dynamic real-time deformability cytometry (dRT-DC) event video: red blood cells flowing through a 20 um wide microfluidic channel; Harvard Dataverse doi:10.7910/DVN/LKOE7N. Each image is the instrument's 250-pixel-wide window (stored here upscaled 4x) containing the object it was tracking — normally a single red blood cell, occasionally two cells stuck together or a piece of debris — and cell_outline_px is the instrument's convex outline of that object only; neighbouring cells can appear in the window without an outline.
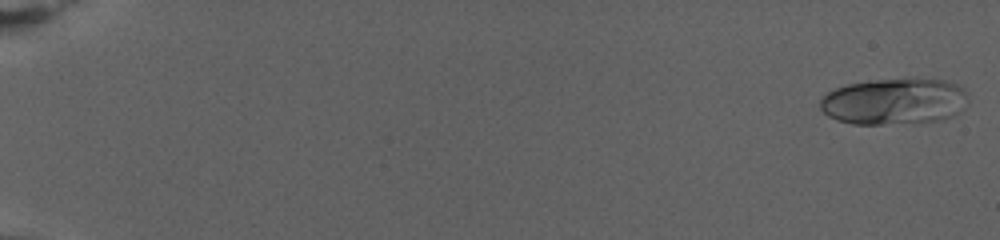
{"species": "human", "species_latin": "Homo sapiens", "temperature_condition": "warm", "stored_images_in_passage": 82, "camera_frame_rate_fps": 3000, "um_per_image_px": 0.085, "donor": {"sex": "female"}, "frame": {"image": 1, "passage_image": 2, "time_ms": 0.333, "image_size_px": [1000, 240], "cell_outline_px": [[968, 104], [960, 112], [944, 120], [880, 124], [852, 124], [836, 120], [828, 116], [820, 108], [820, 96], [836, 88], [848, 84], [876, 80], [908, 76], [916, 76], [948, 80], [960, 84], [968, 92]], "centroid_in_image_um": [76.09, 8.58], "position_along_channel_um": 8.9, "area_um2": 41.21}}
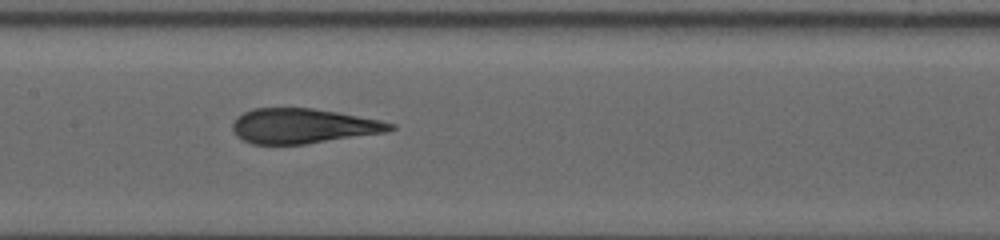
{"frame": {"image": 2, "passage_image": 44, "time_ms": 14.333, "image_size_px": [1000, 240], "cell_outline_px": [[396, 128], [388, 132], [304, 144], [252, 144], [236, 136], [232, 128], [232, 124], [236, 116], [252, 108], [312, 108], [336, 112], [380, 120], [396, 124]], "centroid_in_image_um": [25.75, 10.71], "position_along_channel_um": 181.6, "area_um2": 32.08}}
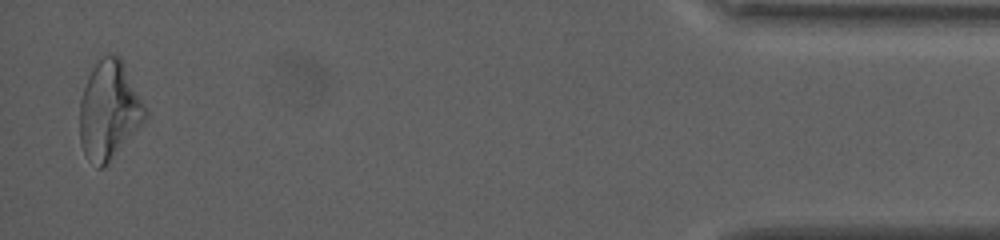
{"frame": {"image": 3, "passage_image": 80, "time_ms": 26.333, "image_size_px": [1000, 240], "cell_outline_px": [[148, 116], [104, 168], [96, 168], [88, 160], [80, 144], [80, 100], [88, 76], [92, 68], [104, 56], [120, 56], [148, 112]], "centroid_in_image_um": [9.26, 9.42], "position_along_channel_um": 425.9, "area_um2": 37.11}, "authors_computed_cell_mechanics": {"area_um2": 33.6974, "velocity_mm_per_s": 2.6354, "shape_relaxation_time_tau1_ms": 9.8807, "shape_relaxation_time_tau2_ms": 1.8285, "deformation_change_tau1": 0.2524, "deformation_change_tau2": 0.0975}}